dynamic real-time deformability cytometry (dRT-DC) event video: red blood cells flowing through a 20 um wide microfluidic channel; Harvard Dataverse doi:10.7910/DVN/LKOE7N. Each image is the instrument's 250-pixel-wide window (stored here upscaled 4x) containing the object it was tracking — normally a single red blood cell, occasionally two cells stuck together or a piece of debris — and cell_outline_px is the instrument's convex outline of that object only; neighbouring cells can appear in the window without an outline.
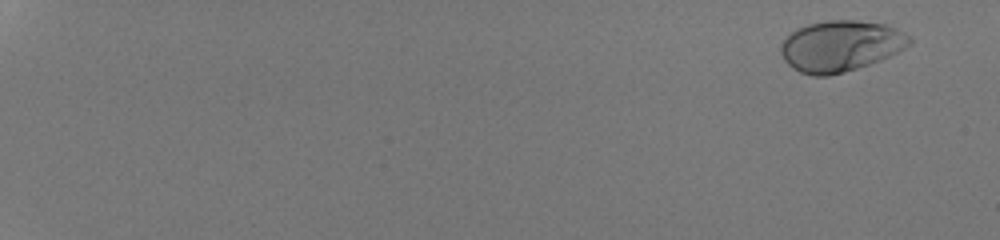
{"species": "human", "species_latin": "Homo sapiens", "temperature_condition": "room temperature", "stored_images_in_passage": 54, "camera_frame_rate_fps": 3000, "um_per_image_px": 0.085, "donor": {"sex": "male"}, "frame": {"image": 1, "passage_image": 4, "time_ms": 1.0, "image_size_px": [1000, 240], "cell_outline_px": [[912, 44], [880, 60], [844, 72], [828, 76], [812, 76], [800, 72], [792, 68], [784, 60], [780, 52], [780, 44], [792, 32], [808, 24], [828, 20], [856, 20], [888, 24], [912, 36]], "centroid_in_image_um": [71.47, 3.9], "position_along_channel_um": 13.5, "area_um2": 38.26}}
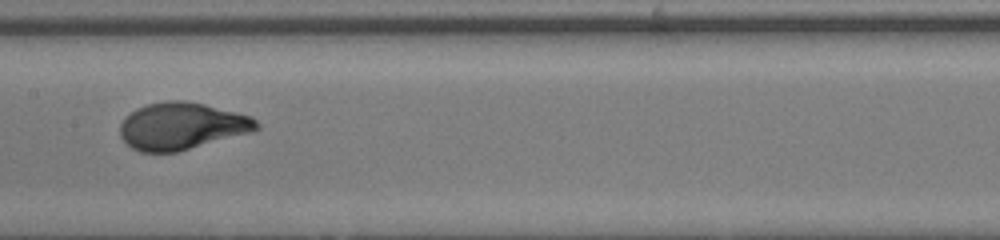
{"frame": {"image": 2, "passage_image": 33, "time_ms": 10.667, "image_size_px": [1000, 240], "cell_outline_px": [[260, 128], [252, 132], [176, 152], [140, 152], [132, 148], [120, 136], [120, 124], [124, 116], [136, 108], [148, 104], [168, 100], [184, 100], [204, 104], [252, 116], [260, 124]], "centroid_in_image_um": [15.44, 10.71], "position_along_channel_um": 192.0, "area_um2": 37.51}}
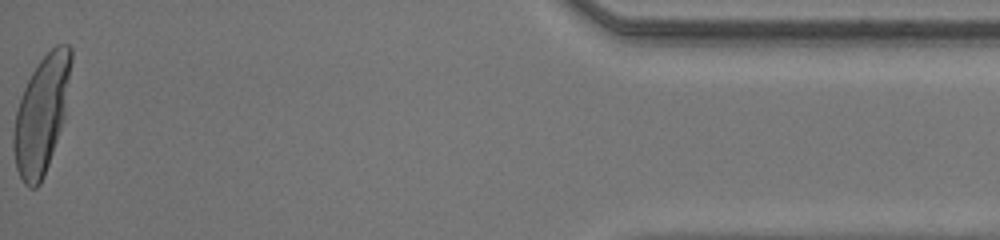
{"frame": {"image": 3, "passage_image": 54, "time_ms": 17.667, "image_size_px": [1000, 240], "cell_outline_px": [[72, 60], [64, 120], [44, 176], [40, 184], [36, 188], [28, 188], [24, 184], [16, 168], [12, 148], [12, 132], [16, 112], [24, 88], [32, 72], [40, 60], [56, 44], [68, 44], [72, 48]], "centroid_in_image_um": [3.52, 9.75], "position_along_channel_um": 431.7, "area_um2": 39.25}, "authors_computed_cell_mechanics": {"area_um2": 36.8764, "velocity_mm_per_s": 4.3175, "shape_relaxation_time_tau1_ms": 2.9019, "shape_relaxation_time_tau2_ms": null, "deformation_change_tau1": 0.1836, "deformation_change_tau2": null}}